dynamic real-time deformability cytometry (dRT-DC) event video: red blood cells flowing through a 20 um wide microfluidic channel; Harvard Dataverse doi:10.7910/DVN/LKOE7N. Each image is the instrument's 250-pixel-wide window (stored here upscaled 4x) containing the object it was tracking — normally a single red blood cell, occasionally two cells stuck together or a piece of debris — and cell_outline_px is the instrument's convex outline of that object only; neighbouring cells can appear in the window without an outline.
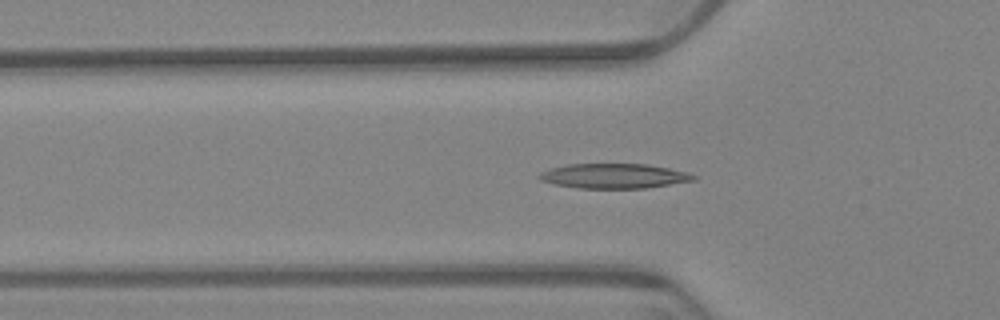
{"species": "Egyptian fruit bat (a non-hibernating species)", "species_latin": "Rousettus aegyptiacus", "temperature_condition": "warm", "stored_images_in_passage": 60, "camera_frame_rate_fps": 3000, "um_per_image_px": 0.085, "animal": {"sex": "female"}, "frame": {"image": 1, "passage_image": 19, "time_ms": 6.0, "image_size_px": [1000, 320], "cell_outline_px": [[696, 180], [644, 188], [580, 188], [556, 184], [540, 180], [536, 176], [540, 172], [552, 168], [568, 164], [644, 164], [668, 168], [688, 172], [696, 176]], "centroid_in_image_um": [52.18, 14.95], "position_along_channel_um": 73.6, "area_um2": 22.08}}
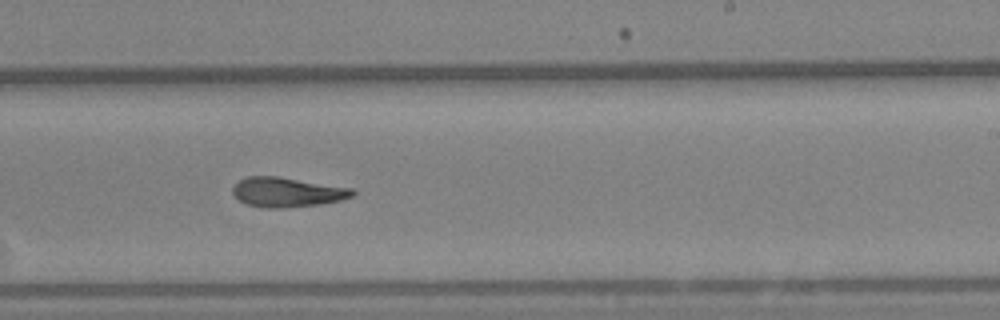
{"frame": {"image": 2, "passage_image": 36, "time_ms": 11.667, "image_size_px": [1000, 320], "cell_outline_px": [[356, 192], [352, 196], [340, 200], [320, 204], [280, 208], [264, 208], [248, 204], [240, 200], [232, 192], [232, 188], [240, 180], [248, 176], [276, 176], [352, 188]], "centroid_in_image_um": [24.4, 16.33], "position_along_channel_um": 264.6, "area_um2": 20.4}}
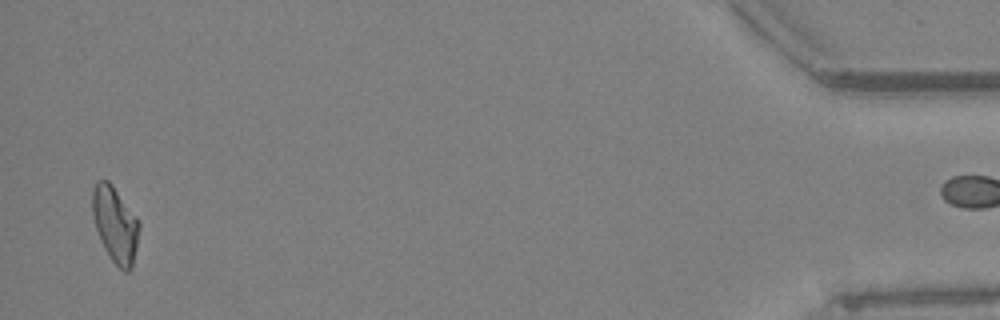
{"frame": {"image": 3, "passage_image": 58, "time_ms": 19.0, "image_size_px": [1000, 320], "cell_outline_px": [[140, 228], [132, 268], [128, 272], [124, 272], [112, 260], [100, 240], [96, 228], [92, 212], [92, 192], [96, 180], [108, 180], [112, 184], [140, 224]], "centroid_in_image_um": [9.78, 19.08], "position_along_channel_um": 425.4, "area_um2": 20.35}, "authors_computed_cell_mechanics": {"area_um2": 20.6057, "velocity_mm_per_s": 3.385, "shape_relaxation_time_tau1_ms": 10.6024, "shape_relaxation_time_tau2_ms": 7.2174, "deformation_change_tau1": 0.2432, "deformation_change_tau2": 0.1751}}